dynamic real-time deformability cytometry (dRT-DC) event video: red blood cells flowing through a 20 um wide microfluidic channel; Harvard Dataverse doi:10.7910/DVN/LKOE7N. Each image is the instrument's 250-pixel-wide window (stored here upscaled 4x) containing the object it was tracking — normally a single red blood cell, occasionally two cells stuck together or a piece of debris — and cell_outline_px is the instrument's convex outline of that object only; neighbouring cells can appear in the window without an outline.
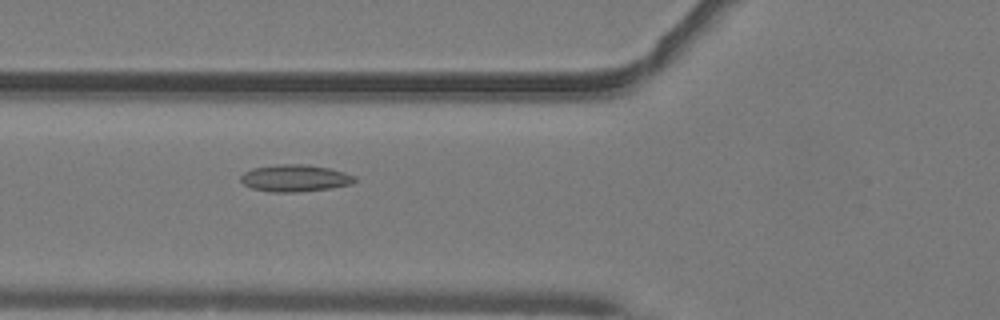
{"species": "common noctule bat (a hibernating species)", "species_latin": "Nyctalus noctula", "temperature_condition": "warm", "stored_images_in_passage": 50, "camera_frame_rate_fps": 3000, "um_per_image_px": 0.085, "animal": {"sex": "male", "body_mass_g": 19.2, "forearm_length_mm": 51.8}, "frame": {"image": 1, "passage_image": 19, "time_ms": 6.0, "image_size_px": [1000, 320], "cell_outline_px": [[356, 180], [352, 184], [332, 188], [300, 192], [272, 192], [252, 188], [244, 184], [240, 180], [240, 176], [244, 172], [252, 168], [276, 164], [308, 164], [328, 168], [344, 172], [356, 176]], "centroid_in_image_um": [25.08, 15.14], "position_along_channel_um": 100.7, "area_um2": 18.09}}
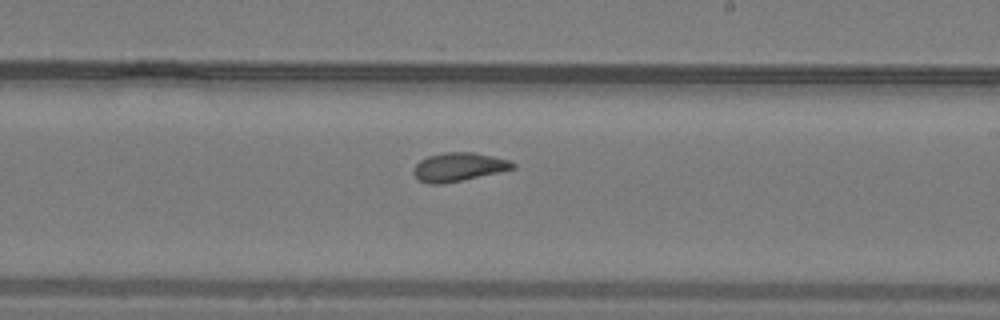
{"frame": {"image": 2, "passage_image": 30, "time_ms": 9.667, "image_size_px": [1000, 320], "cell_outline_px": [[516, 168], [444, 184], [428, 184], [420, 180], [412, 172], [416, 164], [420, 160], [428, 156], [444, 152], [472, 152], [492, 156], [508, 160], [516, 164]], "centroid_in_image_um": [38.97, 14.19], "position_along_channel_um": 250.0, "area_um2": 16.42}}
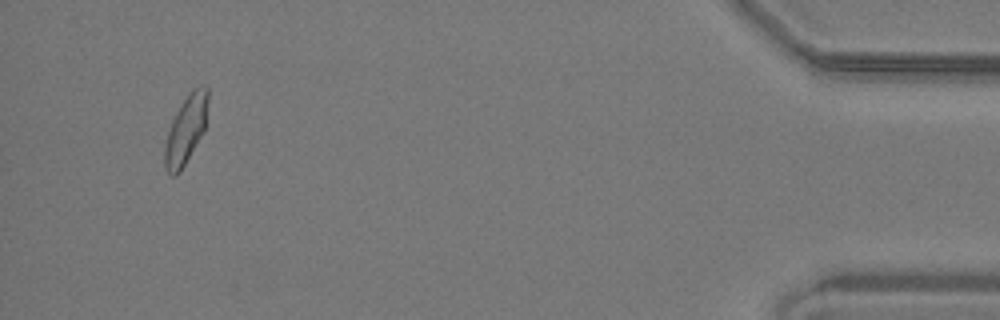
{"frame": {"image": 3, "passage_image": 48, "time_ms": 15.667, "image_size_px": [1000, 320], "cell_outline_px": [[208, 100], [204, 132], [180, 172], [176, 176], [172, 176], [164, 168], [164, 148], [168, 132], [172, 120], [180, 104], [192, 88], [200, 84], [204, 84], [208, 88]], "centroid_in_image_um": [15.81, 11.0], "position_along_channel_um": 419.4, "area_um2": 17.4}, "authors_computed_cell_mechanics": {"area_um2": 16.8487, "velocity_mm_per_s": 4.0643, "shape_relaxation_time_tau1_ms": null, "shape_relaxation_time_tau2_ms": 1.5617, "deformation_change_tau1": null, "deformation_change_tau2": 0.0694}}